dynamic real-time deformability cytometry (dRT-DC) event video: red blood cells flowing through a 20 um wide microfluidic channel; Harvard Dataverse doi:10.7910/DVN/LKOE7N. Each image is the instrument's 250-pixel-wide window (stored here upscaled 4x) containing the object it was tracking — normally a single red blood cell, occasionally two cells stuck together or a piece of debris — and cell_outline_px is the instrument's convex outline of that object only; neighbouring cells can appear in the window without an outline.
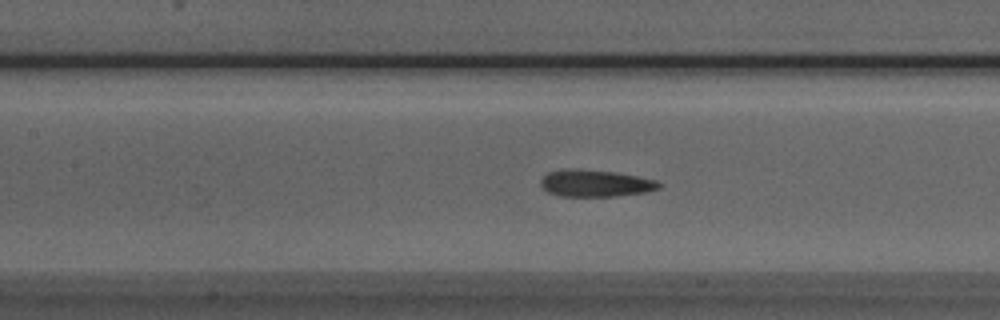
{"species": "Egyptian fruit bat (a non-hibernating species)", "species_latin": "Rousettus aegyptiacus", "temperature_condition": "room temperature", "stored_images_in_passage": 49, "camera_frame_rate_fps": 3000, "um_per_image_px": 0.085, "animal": {"sex": "male"}, "frame": {"image": 1, "passage_image": 21, "time_ms": 6.667, "image_size_px": [1000, 320], "cell_outline_px": [[660, 188], [648, 192], [616, 196], [560, 196], [548, 192], [540, 184], [540, 180], [548, 172], [580, 168], [616, 172], [656, 180], [660, 184]], "centroid_in_image_um": [50.62, 15.58], "position_along_channel_um": 156.8, "area_um2": 18.5}}
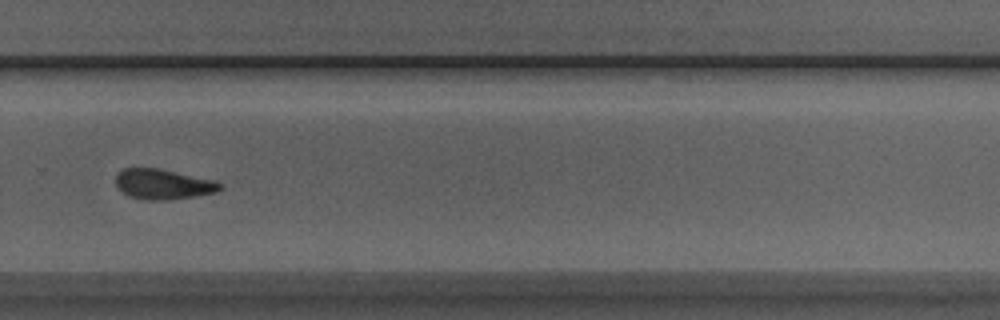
{"frame": {"image": 2, "passage_image": 33, "time_ms": 10.667, "image_size_px": [1000, 320], "cell_outline_px": [[224, 188], [216, 192], [192, 196], [164, 200], [148, 200], [128, 196], [116, 188], [116, 176], [124, 168], [156, 168], [212, 180], [224, 184]], "centroid_in_image_um": [13.84, 15.66], "position_along_channel_um": 316.0, "area_um2": 18.09}}
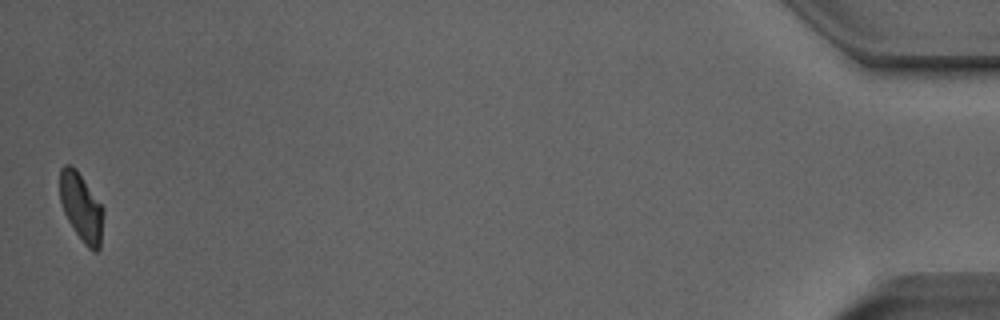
{"frame": {"image": 3, "passage_image": 49, "time_ms": 16.0, "image_size_px": [1000, 320], "cell_outline_px": [[104, 212], [100, 248], [96, 252], [92, 252], [84, 244], [68, 220], [64, 212], [60, 200], [60, 168], [64, 164], [72, 164], [76, 168], [104, 208]], "centroid_in_image_um": [6.92, 17.61], "position_along_channel_um": 428.3, "area_um2": 17.4}, "authors_computed_cell_mechanics": {"area_um2": 18.3804, "velocity_mm_per_s": 4.0005, "shape_relaxation_time_tau1_ms": null, "shape_relaxation_time_tau2_ms": 3.5714, "deformation_change_tau1": null, "deformation_change_tau2": 0.0947}}